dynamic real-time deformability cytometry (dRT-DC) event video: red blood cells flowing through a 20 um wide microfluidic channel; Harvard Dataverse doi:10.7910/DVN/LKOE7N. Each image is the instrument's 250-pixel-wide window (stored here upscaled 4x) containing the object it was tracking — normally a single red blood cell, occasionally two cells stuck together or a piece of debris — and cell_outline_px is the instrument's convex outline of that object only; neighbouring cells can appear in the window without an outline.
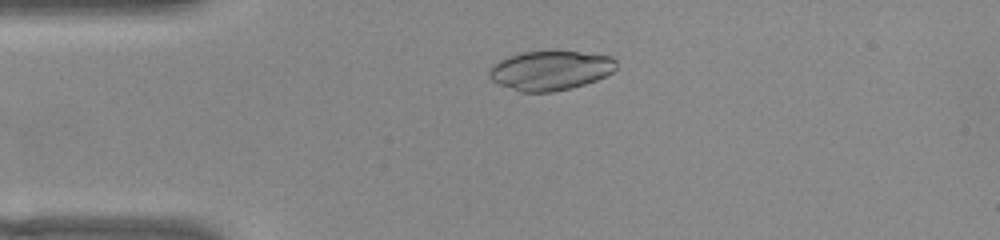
{"species": "common noctule bat (a hibernating species)", "species_latin": "Nyctalus noctula", "temperature_condition": "warm", "stored_images_in_passage": 47, "camera_frame_rate_fps": 3000, "um_per_image_px": 0.085, "animal": {"sex": "female", "body_mass_g": 22.0, "forearm_length_mm": 56.7}, "frame": {"image": 1, "passage_image": 6, "time_ms": 1.667, "image_size_px": [1000, 240], "cell_outline_px": [[616, 68], [612, 72], [596, 80], [584, 84], [552, 92], [520, 92], [500, 84], [492, 80], [488, 76], [488, 68], [492, 64], [508, 56], [520, 52], [576, 52], [612, 56], [616, 60]], "centroid_in_image_um": [46.74, 5.99], "position_along_channel_um": 38.3, "area_um2": 28.96}}
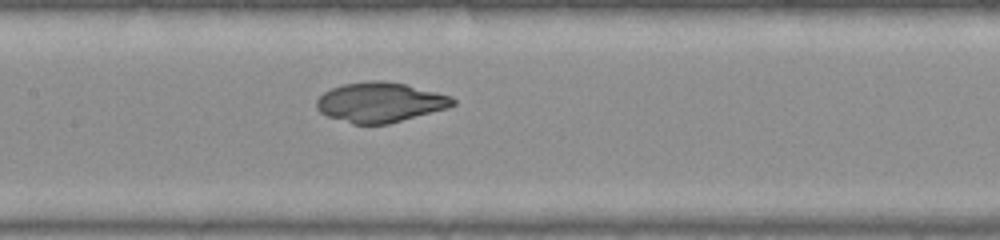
{"frame": {"image": 2, "passage_image": 19, "time_ms": 6.0, "image_size_px": [1000, 240], "cell_outline_px": [[456, 104], [448, 108], [388, 124], [352, 124], [328, 116], [320, 112], [316, 108], [316, 100], [324, 92], [332, 88], [344, 84], [372, 80], [384, 80], [404, 84], [452, 96], [456, 100]], "centroid_in_image_um": [32.32, 8.7], "position_along_channel_um": 175.1, "area_um2": 31.62}}
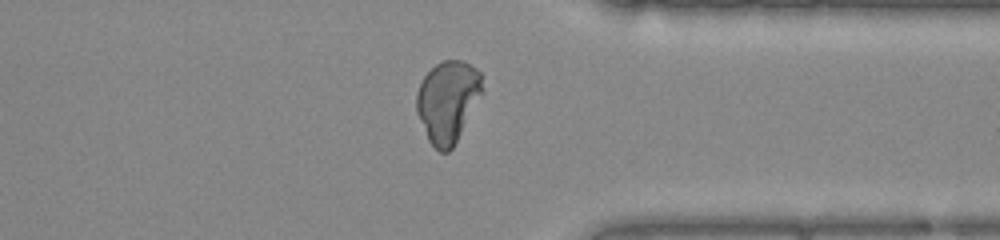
{"frame": {"image": 3, "passage_image": 35, "time_ms": 11.333, "image_size_px": [1000, 240], "cell_outline_px": [[484, 92], [452, 148], [448, 152], [440, 152], [428, 140], [416, 112], [416, 92], [424, 76], [436, 64], [444, 60], [464, 60], [476, 68], [480, 72]], "centroid_in_image_um": [38.07, 8.6], "position_along_channel_um": 373.3, "area_um2": 31.33}}